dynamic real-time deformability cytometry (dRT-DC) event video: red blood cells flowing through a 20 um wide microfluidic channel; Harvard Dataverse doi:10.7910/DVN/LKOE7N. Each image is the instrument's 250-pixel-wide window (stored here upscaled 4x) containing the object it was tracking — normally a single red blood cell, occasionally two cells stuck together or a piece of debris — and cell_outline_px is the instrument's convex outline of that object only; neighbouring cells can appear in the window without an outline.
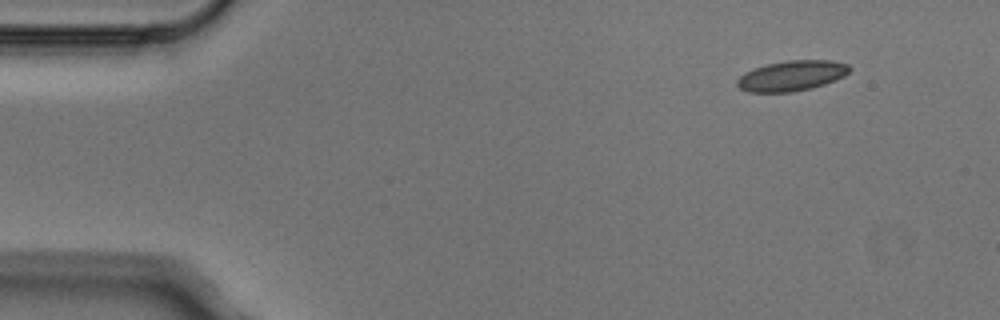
{"species": "Egyptian fruit bat (a non-hibernating species)", "species_latin": "Rousettus aegyptiacus", "temperature_condition": "cold", "stored_images_in_passage": 7, "camera_frame_rate_fps": 3000, "um_per_image_px": 0.085, "animal": {"sex": "male"}, "frame": {"image": 1, "passage_image": 1, "time_ms": 0.0, "image_size_px": [1000, 320], "cell_outline_px": [[852, 68], [844, 76], [836, 80], [812, 88], [792, 92], [748, 92], [740, 88], [736, 84], [736, 80], [744, 72], [752, 68], [764, 64], [788, 60], [832, 60], [848, 64]], "centroid_in_image_um": [67.28, 6.43], "position_along_channel_um": 17.7, "area_um2": 20.11}}
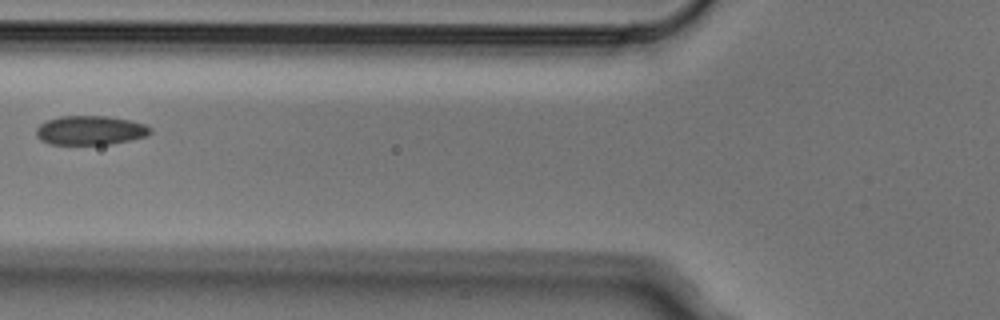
{"frame": {"image": 2, "passage_image": 5, "time_ms": 1.333, "image_size_px": [1000, 320], "cell_outline_px": [[152, 132], [148, 136], [132, 140], [112, 144], [48, 144], [40, 140], [36, 136], [36, 128], [40, 124], [48, 120], [60, 116], [108, 116], [128, 120], [144, 124], [152, 128]], "centroid_in_image_um": [7.68, 11.08], "position_along_channel_um": 118.1, "area_um2": 19.54}}
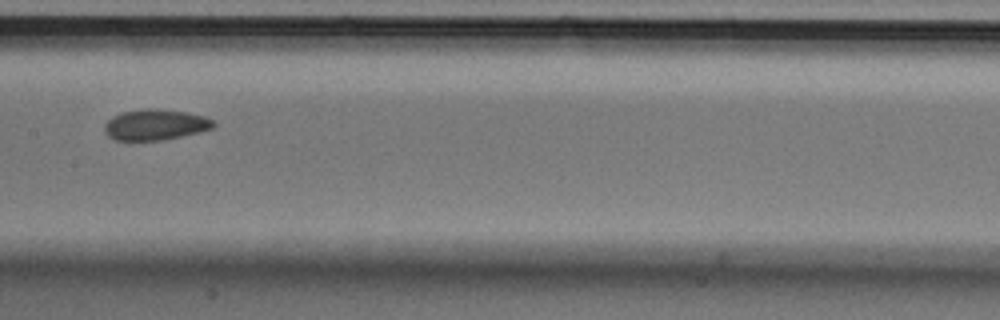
{"frame": {"image": 3, "passage_image": 7, "time_ms": 2.0, "image_size_px": [1000, 320], "cell_outline_px": [[216, 124], [212, 128], [200, 132], [164, 140], [116, 140], [108, 136], [104, 132], [104, 124], [112, 116], [120, 112], [144, 108], [148, 108], [184, 112], [204, 116], [212, 120]], "centroid_in_image_um": [13.17, 10.6], "position_along_channel_um": 194.2, "area_um2": 19.54}}